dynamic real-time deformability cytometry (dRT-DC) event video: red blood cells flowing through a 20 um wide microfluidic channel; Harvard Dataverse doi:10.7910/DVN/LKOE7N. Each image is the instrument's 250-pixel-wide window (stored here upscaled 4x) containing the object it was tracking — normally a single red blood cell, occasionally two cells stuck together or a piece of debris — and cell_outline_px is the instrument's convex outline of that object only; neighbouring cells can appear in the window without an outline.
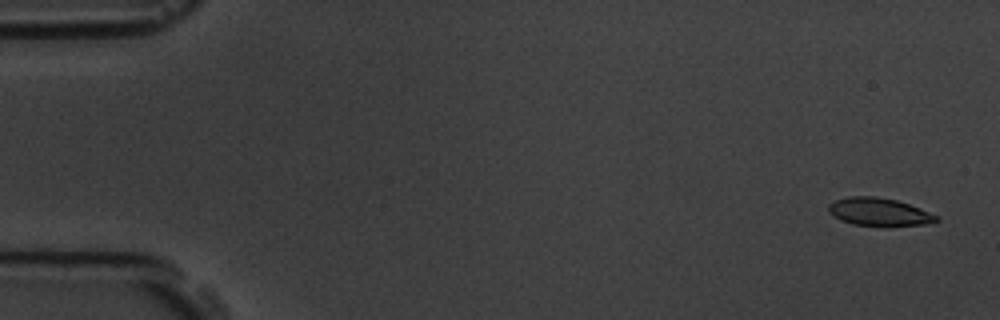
{"species": "common noctule bat (a hibernating species)", "species_latin": "Nyctalus noctula", "temperature_condition": "room temperature", "stored_images_in_passage": 6, "camera_frame_rate_fps": 3000, "um_per_image_px": 0.085, "animal": {"sex": "male", "body_mass_g": 19.5, "forearm_length_mm": 54.6}, "frame": {"image": 1, "passage_image": 1, "time_ms": 0.0, "image_size_px": [1000, 320], "cell_outline_px": [[940, 220], [924, 224], [888, 228], [852, 224], [840, 220], [828, 212], [828, 204], [836, 200], [848, 196], [876, 196], [896, 200], [920, 208], [940, 216]], "centroid_in_image_um": [74.74, 18.04], "position_along_channel_um": 10.3, "area_um2": 18.09}}
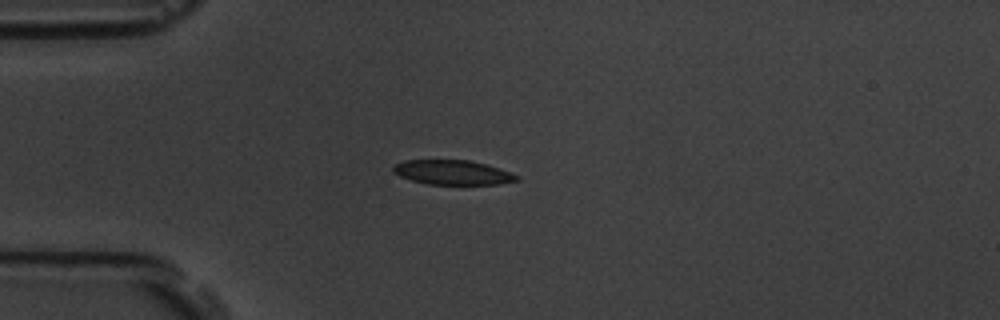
{"frame": {"image": 2, "passage_image": 5, "time_ms": 4.333, "image_size_px": [1000, 320], "cell_outline_px": [[520, 180], [500, 184], [428, 184], [412, 180], [400, 176], [392, 172], [392, 164], [404, 160], [468, 160], [500, 168], [520, 176]], "centroid_in_image_um": [38.46, 14.65], "position_along_channel_um": 46.5, "area_um2": 17.74}}
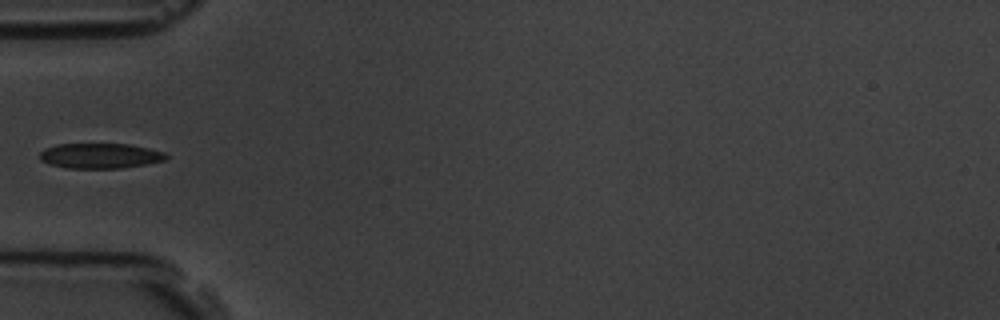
{"frame": {"image": 3, "passage_image": 6, "time_ms": 5.667, "image_size_px": [1000, 320], "cell_outline_px": [[168, 160], [148, 164], [124, 168], [64, 168], [48, 164], [40, 160], [40, 152], [44, 148], [56, 144], [128, 144], [148, 148], [164, 152], [168, 156]], "centroid_in_image_um": [8.51, 13.25], "position_along_channel_um": 76.5, "area_um2": 18.79}}